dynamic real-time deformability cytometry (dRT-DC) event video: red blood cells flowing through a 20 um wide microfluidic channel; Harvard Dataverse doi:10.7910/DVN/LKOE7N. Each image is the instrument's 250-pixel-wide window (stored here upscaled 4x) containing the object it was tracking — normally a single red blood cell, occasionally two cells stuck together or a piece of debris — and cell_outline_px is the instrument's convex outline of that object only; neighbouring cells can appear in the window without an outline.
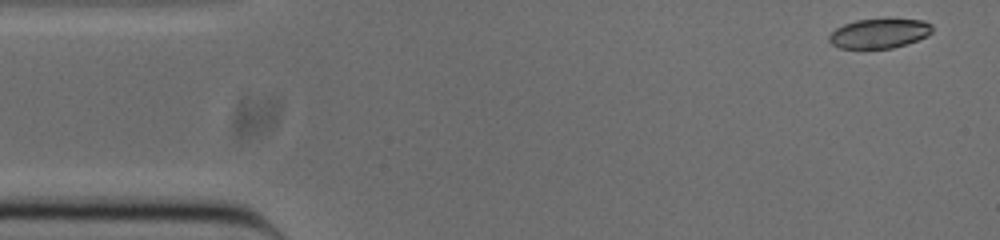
{"species": "common noctule bat (a hibernating species)", "species_latin": "Nyctalus noctula", "temperature_condition": "cold", "stored_images_in_passage": 50, "camera_frame_rate_fps": 3000, "um_per_image_px": 0.085, "animal": {"sex": "male", "body_mass_g": 20.0, "forearm_length_mm": 53.3}, "frame": {"image": 1, "passage_image": 1, "time_ms": 0.0, "image_size_px": [1000, 240], "cell_outline_px": [[932, 32], [928, 36], [908, 44], [892, 48], [840, 48], [832, 44], [828, 40], [828, 36], [836, 28], [844, 24], [856, 20], [888, 16], [924, 20], [932, 24]], "centroid_in_image_um": [74.8, 2.79], "position_along_channel_um": 10.2, "area_um2": 18.61}}
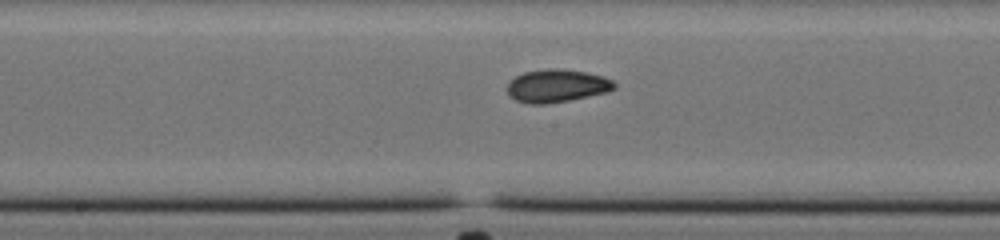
{"frame": {"image": 2, "passage_image": 24, "time_ms": 7.667, "image_size_px": [1000, 240], "cell_outline_px": [[616, 88], [608, 92], [568, 100], [544, 104], [528, 104], [516, 100], [508, 92], [508, 80], [524, 72], [548, 68], [556, 68], [588, 72], [604, 76], [612, 80], [616, 84]], "centroid_in_image_um": [47.35, 7.28], "position_along_channel_um": 200.9, "area_um2": 20.58}}
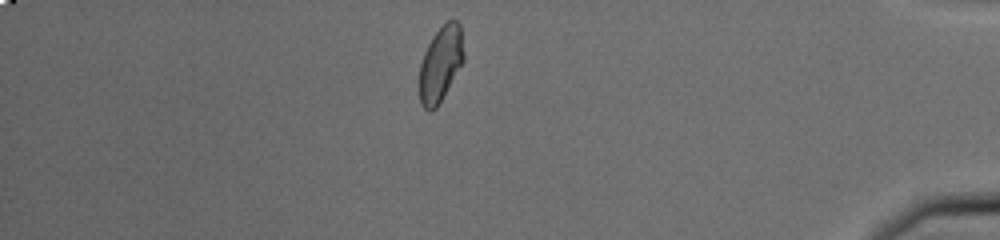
{"frame": {"image": 3, "passage_image": 43, "time_ms": 14.0, "image_size_px": [1000, 240], "cell_outline_px": [[464, 60], [436, 108], [432, 112], [428, 112], [420, 104], [420, 64], [424, 52], [432, 36], [448, 20], [456, 20], [460, 24], [464, 52]], "centroid_in_image_um": [37.45, 5.43], "position_along_channel_um": 397.8, "area_um2": 19.31}, "authors_computed_cell_mechanics": {"area_um2": 19.7965, "velocity_mm_per_s": 3.8511, "shape_relaxation_time_tau1_ms": 4.8557, "shape_relaxation_time_tau2_ms": 1.1936, "deformation_change_tau1": 0.134, "deformation_change_tau2": 0.0447}}